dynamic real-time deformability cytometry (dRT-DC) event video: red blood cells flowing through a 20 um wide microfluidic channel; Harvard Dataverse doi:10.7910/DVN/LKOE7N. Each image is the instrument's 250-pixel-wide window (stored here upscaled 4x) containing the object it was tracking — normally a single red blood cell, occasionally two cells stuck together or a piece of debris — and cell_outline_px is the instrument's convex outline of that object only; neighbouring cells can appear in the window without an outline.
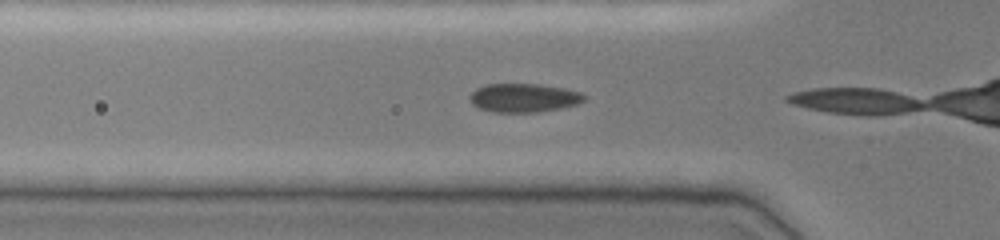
{"species": "common noctule bat (a hibernating species)", "species_latin": "Nyctalus noctula", "temperature_condition": "cold", "stored_images_in_passage": 11, "camera_frame_rate_fps": 3000, "um_per_image_px": 0.085, "animal": {"sex": "female", "body_mass_g": 19.0, "forearm_length_mm": 51.5}, "frame": {"image": 1, "passage_image": 10, "time_ms": 3.0, "image_size_px": [1000, 240], "cell_outline_px": [[584, 100], [580, 104], [560, 108], [536, 112], [492, 112], [480, 108], [472, 104], [468, 100], [468, 96], [476, 88], [484, 84], [540, 84], [564, 88], [580, 92], [584, 96]], "centroid_in_image_um": [44.48, 8.31], "position_along_channel_um": 81.3, "area_um2": 19.25}}